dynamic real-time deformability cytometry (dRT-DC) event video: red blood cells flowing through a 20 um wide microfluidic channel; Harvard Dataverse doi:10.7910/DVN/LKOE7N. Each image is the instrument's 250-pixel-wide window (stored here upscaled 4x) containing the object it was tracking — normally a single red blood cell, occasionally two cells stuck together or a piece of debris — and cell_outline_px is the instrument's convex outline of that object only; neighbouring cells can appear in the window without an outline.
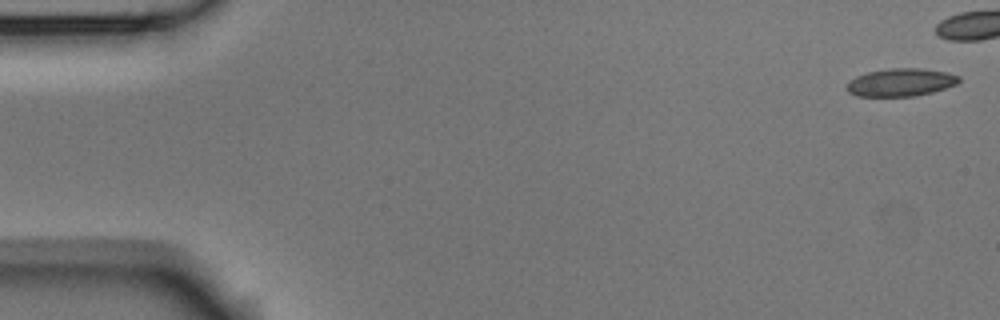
{"species": "Egyptian fruit bat (a non-hibernating species)", "species_latin": "Rousettus aegyptiacus", "temperature_condition": "room temperature", "stored_images_in_passage": 6, "camera_frame_rate_fps": 3000, "um_per_image_px": 0.085, "animal": {"sex": "male"}, "frame": {"image": 1, "passage_image": 1, "time_ms": 0.0, "image_size_px": [1000, 320], "cell_outline_px": [[960, 80], [956, 84], [932, 92], [916, 96], [856, 96], [848, 92], [844, 88], [848, 80], [856, 76], [868, 72], [888, 68], [920, 68], [948, 72], [960, 76]], "centroid_in_image_um": [76.52, 7.0], "position_along_channel_um": 8.5, "area_um2": 18.38}}